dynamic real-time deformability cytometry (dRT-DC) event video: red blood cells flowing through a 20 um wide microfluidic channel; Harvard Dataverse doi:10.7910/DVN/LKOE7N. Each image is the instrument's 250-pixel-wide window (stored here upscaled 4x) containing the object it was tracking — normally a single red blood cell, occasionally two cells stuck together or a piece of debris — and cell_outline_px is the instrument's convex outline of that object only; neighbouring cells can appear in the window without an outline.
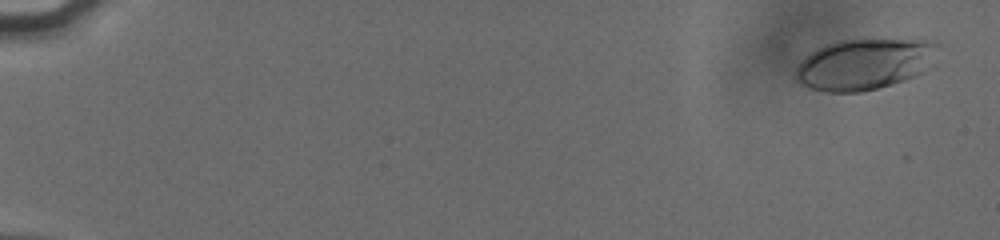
{"species": "human", "species_latin": "Homo sapiens", "temperature_condition": "cold", "stored_images_in_passage": 57, "camera_frame_rate_fps": 3000, "um_per_image_px": 0.085, "donor": {"sex": "male"}, "frame": {"image": 1, "passage_image": 3, "time_ms": 0.667, "image_size_px": [1000, 240], "cell_outline_px": [[936, 44], [928, 68], [924, 72], [916, 76], [892, 84], [860, 92], [824, 92], [800, 84], [796, 80], [796, 68], [816, 48], [836, 40], [924, 40]], "centroid_in_image_um": [73.42, 5.47], "position_along_channel_um": 11.6, "area_um2": 41.5}}
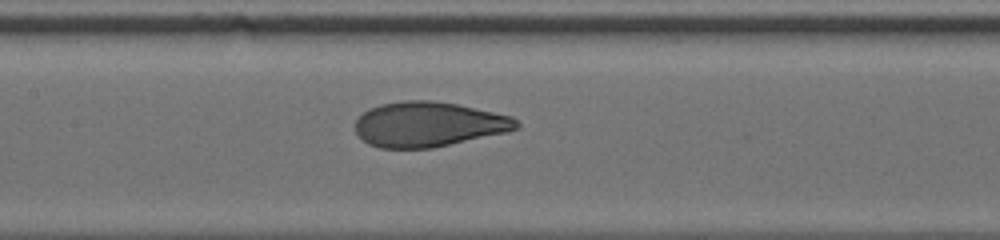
{"frame": {"image": 2, "passage_image": 30, "time_ms": 9.667, "image_size_px": [1000, 240], "cell_outline_px": [[520, 128], [504, 132], [432, 148], [380, 148], [368, 144], [356, 132], [356, 120], [364, 112], [380, 104], [404, 100], [432, 100], [456, 104], [512, 116], [520, 124]], "centroid_in_image_um": [36.41, 10.56], "position_along_channel_um": 171.0, "area_um2": 41.85}}
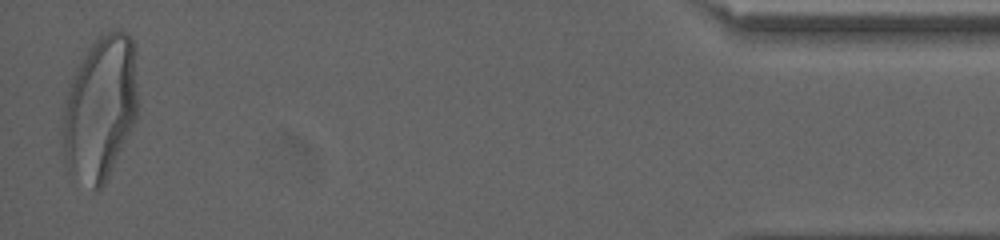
{"frame": {"image": 3, "passage_image": 56, "time_ms": 18.333, "image_size_px": [1000, 240], "cell_outline_px": [[136, 120], [104, 184], [96, 192], [68, 172], [60, 132], [64, 108], [68, 92], [72, 80], [88, 48], [100, 36], [108, 32], [120, 28], [132, 40], [136, 92]], "centroid_in_image_um": [8.49, 9.26], "position_along_channel_um": 426.7, "area_um2": 62.31}, "authors_computed_cell_mechanics": {"area_um2": 41.9628, "velocity_mm_per_s": 3.8169, "shape_relaxation_time_tau1_ms": 3.9729, "shape_relaxation_time_tau2_ms": 0.6376, "deformation_change_tau1": 0.181, "deformation_change_tau2": 0.0694}}